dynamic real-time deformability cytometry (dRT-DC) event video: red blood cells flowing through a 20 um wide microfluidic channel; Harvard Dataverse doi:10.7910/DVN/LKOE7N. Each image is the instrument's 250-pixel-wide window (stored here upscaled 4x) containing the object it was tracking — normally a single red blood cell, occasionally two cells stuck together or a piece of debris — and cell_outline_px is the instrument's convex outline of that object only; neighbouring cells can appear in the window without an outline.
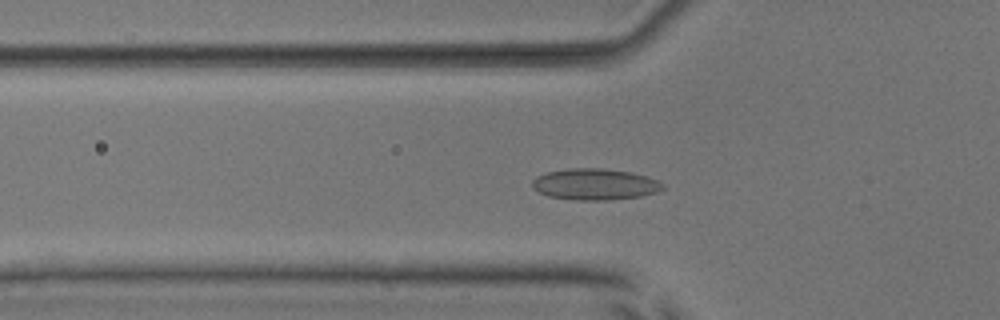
{"species": "common noctule bat (a hibernating species)", "species_latin": "Nyctalus noctula", "temperature_condition": "room temperature", "stored_images_in_passage": 54, "camera_frame_rate_fps": 3000, "um_per_image_px": 0.085, "animal": {"sex": "male", "body_mass_g": 17.9, "forearm_length_mm": 54.2}, "frame": {"image": 1, "passage_image": 19, "time_ms": 6.0, "image_size_px": [1000, 320], "cell_outline_px": [[664, 188], [656, 192], [640, 196], [604, 200], [576, 200], [548, 196], [532, 188], [532, 180], [536, 176], [544, 172], [568, 168], [604, 168], [632, 172], [648, 176], [664, 184]], "centroid_in_image_um": [50.54, 15.65], "position_along_channel_um": 75.3, "area_um2": 23.93}}
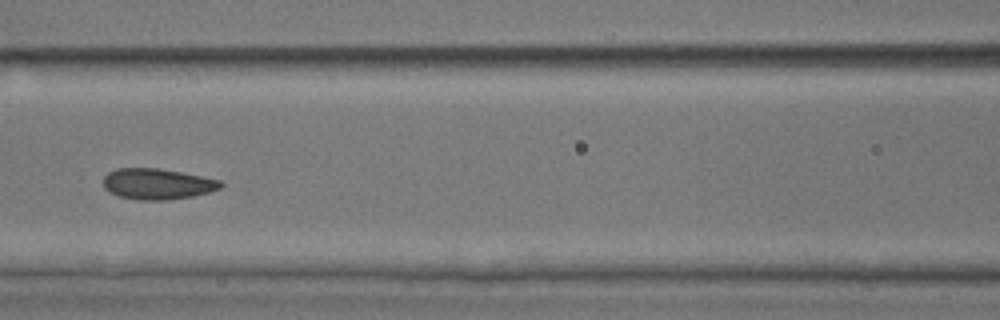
{"frame": {"image": 2, "passage_image": 25, "time_ms": 8.0, "image_size_px": [1000, 320], "cell_outline_px": [[224, 184], [220, 188], [208, 192], [192, 196], [164, 200], [136, 200], [120, 196], [108, 192], [104, 188], [104, 176], [108, 172], [116, 168], [156, 168], [180, 172], [220, 180]], "centroid_in_image_um": [13.34, 15.63], "position_along_channel_um": 153.3, "area_um2": 20.98}}
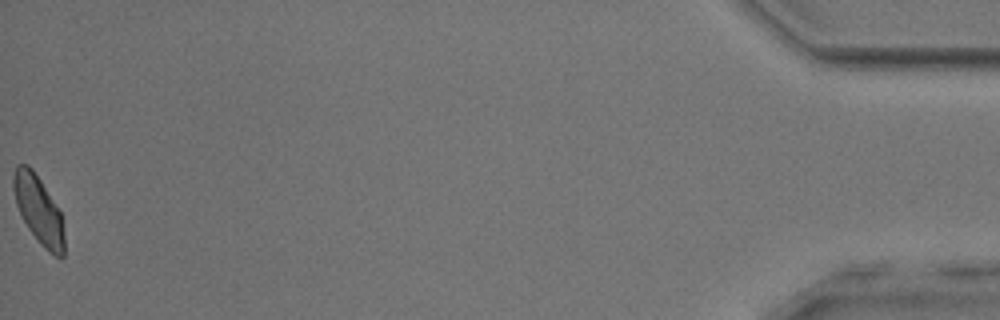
{"frame": {"image": 3, "passage_image": 54, "time_ms": 17.667, "image_size_px": [1000, 320], "cell_outline_px": [[64, 256], [60, 260], [48, 252], [40, 244], [28, 228], [16, 204], [12, 188], [12, 176], [16, 164], [28, 164], [32, 168], [40, 180], [60, 212], [64, 236]], "centroid_in_image_um": [3.26, 17.85], "position_along_channel_um": 431.9, "area_um2": 20.06}, "authors_computed_cell_mechanics": {"area_um2": 21.4727, "velocity_mm_per_s": 3.8868, "shape_relaxation_time_tau1_ms": 7.349, "shape_relaxation_time_tau2_ms": 1.1985, "deformation_change_tau1": 0.1245, "deformation_change_tau2": 0.0674}}